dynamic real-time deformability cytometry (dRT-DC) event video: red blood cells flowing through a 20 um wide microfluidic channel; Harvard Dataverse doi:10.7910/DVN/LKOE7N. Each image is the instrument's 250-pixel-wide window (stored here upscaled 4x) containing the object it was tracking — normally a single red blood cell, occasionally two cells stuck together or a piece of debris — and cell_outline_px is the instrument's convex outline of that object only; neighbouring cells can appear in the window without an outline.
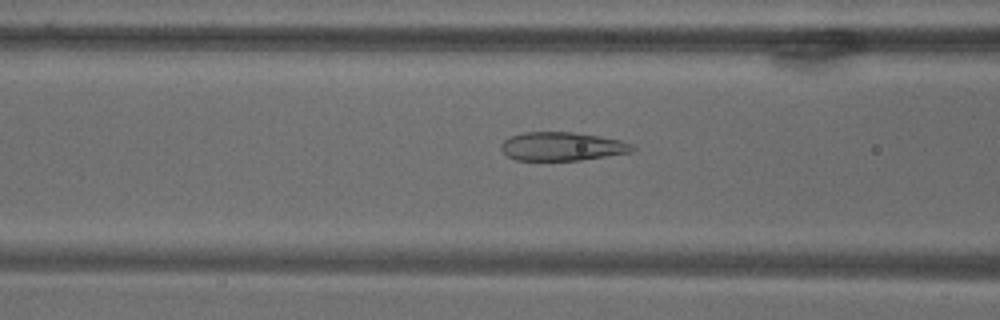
{"species": "common noctule bat (a hibernating species)", "species_latin": "Nyctalus noctula", "temperature_condition": "warm", "stored_images_in_passage": 72, "camera_frame_rate_fps": 3000, "um_per_image_px": 0.085, "animal": {"sex": "male", "body_mass_g": 18.8}, "frame": {"image": 1, "passage_image": 30, "time_ms": 9.667, "image_size_px": [1000, 320], "cell_outline_px": [[636, 148], [632, 152], [580, 160], [516, 160], [508, 156], [500, 148], [500, 144], [508, 136], [524, 132], [572, 132], [600, 136], [620, 140], [632, 144]], "centroid_in_image_um": [47.76, 12.44], "position_along_channel_um": 118.8, "area_um2": 21.91}}
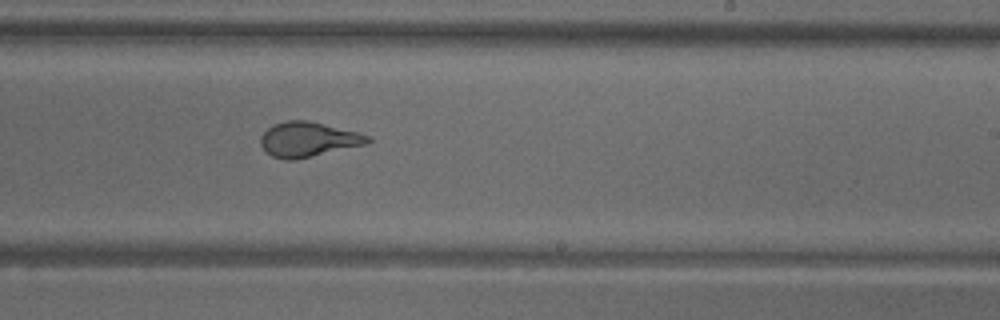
{"frame": {"image": 2, "passage_image": 45, "time_ms": 14.667, "image_size_px": [1000, 320], "cell_outline_px": [[372, 140], [368, 144], [292, 160], [284, 160], [272, 156], [260, 144], [260, 136], [272, 124], [288, 120], [308, 120], [372, 136]], "centroid_in_image_um": [26.2, 11.84], "position_along_channel_um": 262.8, "area_um2": 21.62}}
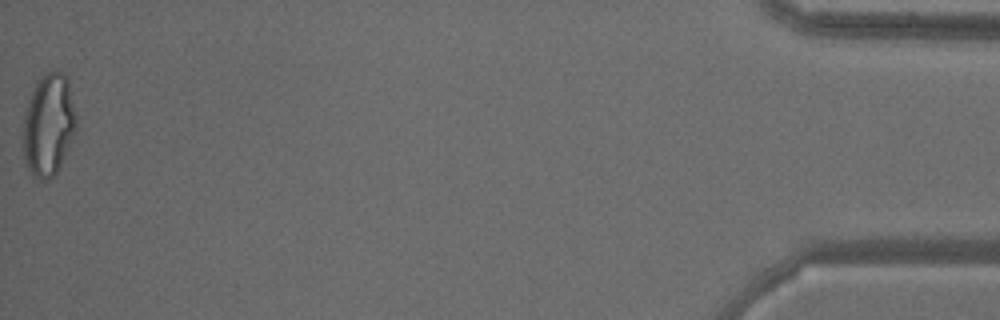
{"frame": {"image": 3, "passage_image": 72, "time_ms": 23.667, "image_size_px": [1000, 320], "cell_outline_px": [[76, 124], [68, 148], [56, 172], [48, 180], [40, 180], [32, 176], [24, 160], [24, 112], [32, 92], [36, 84], [44, 72], [56, 68], [68, 80], [76, 116]], "centroid_in_image_um": [4.11, 10.6], "position_along_channel_um": 431.1, "area_um2": 31.21}}